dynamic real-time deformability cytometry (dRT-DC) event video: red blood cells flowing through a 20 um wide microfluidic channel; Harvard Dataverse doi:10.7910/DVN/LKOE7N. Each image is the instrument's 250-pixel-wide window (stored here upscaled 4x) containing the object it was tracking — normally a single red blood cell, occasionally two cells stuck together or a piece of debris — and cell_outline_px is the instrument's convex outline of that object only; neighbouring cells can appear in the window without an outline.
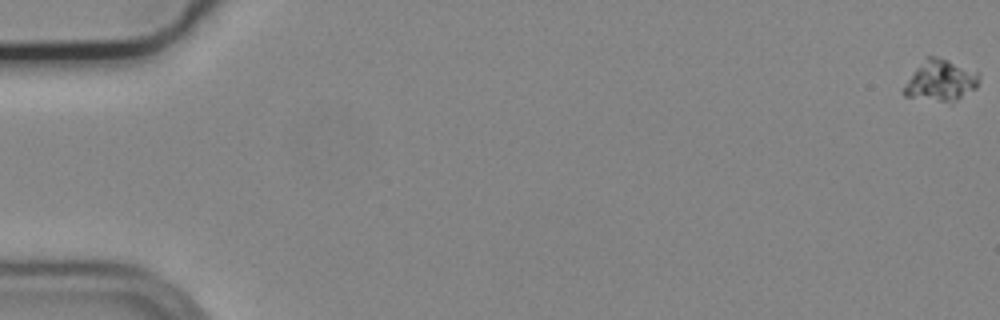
{"species": "common noctule bat (a hibernating species)", "species_latin": "Nyctalus noctula", "temperature_condition": "cold", "stored_images_in_passage": 17, "camera_frame_rate_fps": 3000, "um_per_image_px": 0.085, "animal": {"sex": "male", "body_mass_g": 19.2, "forearm_length_mm": 51.8}, "frame": {"image": 1, "passage_image": 1, "time_ms": 0.0, "image_size_px": [1000, 320], "cell_outline_px": [[980, 80], [976, 88], [956, 100], [940, 100], [904, 96], [904, 84], [924, 56], [936, 56], [948, 60], [980, 72]], "centroid_in_image_um": [79.96, 6.79], "position_along_channel_um": 5.0, "area_um2": 17.8}}
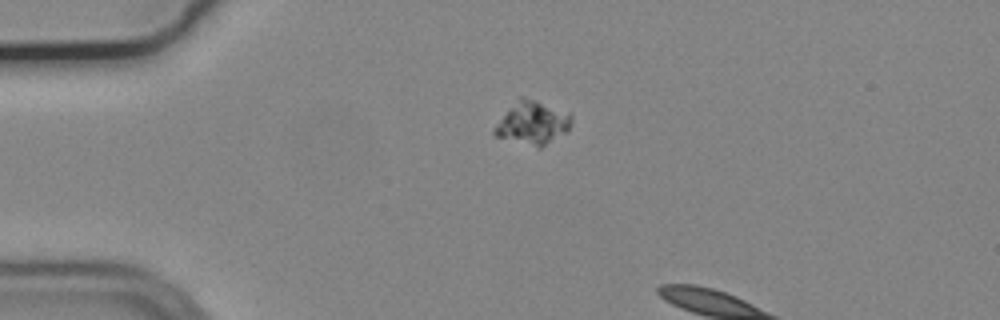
{"frame": {"image": 2, "passage_image": 15, "time_ms": 4.667, "image_size_px": [1000, 320], "cell_outline_px": [[572, 124], [564, 132], [540, 148], [536, 148], [496, 136], [492, 132], [496, 124], [508, 108], [520, 96], [536, 100], [568, 112], [572, 116]], "centroid_in_image_um": [45.24, 10.44], "position_along_channel_um": 39.8, "area_um2": 19.13}}